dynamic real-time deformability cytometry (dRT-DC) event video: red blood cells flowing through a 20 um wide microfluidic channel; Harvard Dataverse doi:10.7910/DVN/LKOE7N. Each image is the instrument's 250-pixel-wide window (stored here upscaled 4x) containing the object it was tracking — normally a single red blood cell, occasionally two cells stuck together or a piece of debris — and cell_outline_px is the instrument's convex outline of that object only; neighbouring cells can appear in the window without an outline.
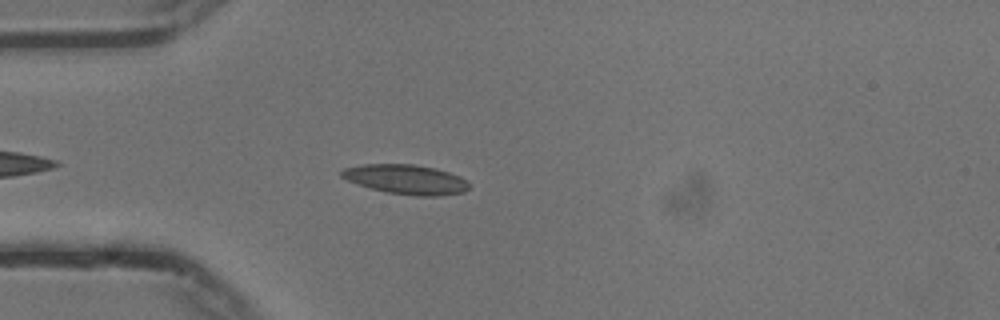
{"species": "common noctule bat (a hibernating species)", "species_latin": "Nyctalus noctula", "temperature_condition": "cold", "stored_images_in_passage": 36, "camera_frame_rate_fps": 3000, "um_per_image_px": 0.085, "animal": {"sex": "male", "body_mass_g": 13.3}, "frame": {"image": 1, "passage_image": 5, "time_ms": 1.333, "image_size_px": [1000, 320], "cell_outline_px": [[468, 188], [464, 192], [436, 196], [416, 196], [388, 192], [372, 188], [348, 180], [340, 176], [340, 172], [344, 168], [364, 164], [412, 164], [432, 168], [448, 172], [460, 176], [468, 184]], "centroid_in_image_um": [34.5, 15.24], "position_along_channel_um": 50.5, "area_um2": 21.56}}
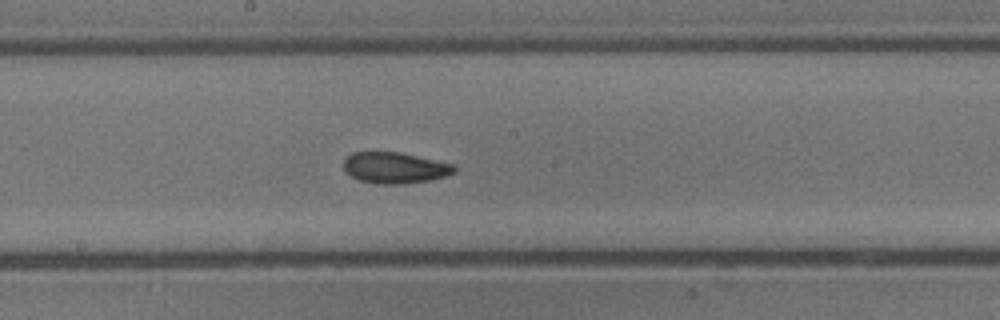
{"frame": {"image": 2, "passage_image": 19, "time_ms": 6.0, "image_size_px": [1000, 320], "cell_outline_px": [[456, 172], [448, 176], [428, 180], [404, 184], [380, 184], [360, 180], [352, 176], [344, 168], [344, 160], [352, 152], [400, 152], [456, 164]], "centroid_in_image_um": [33.63, 14.26], "position_along_channel_um": 214.6, "area_um2": 20.11}}
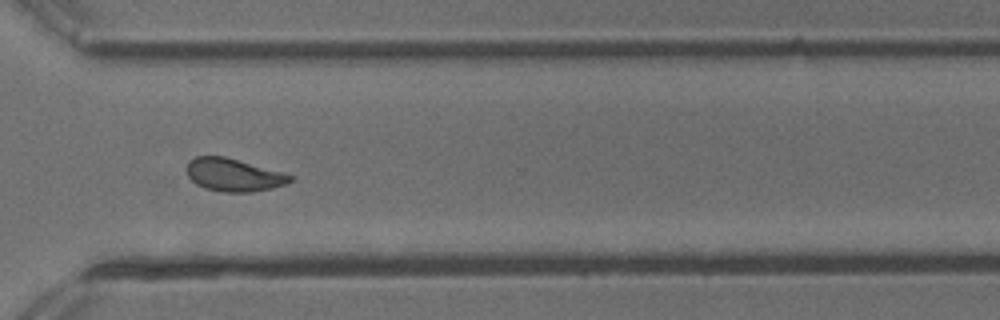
{"frame": {"image": 3, "passage_image": 30, "time_ms": 9.667, "image_size_px": [1000, 320], "cell_outline_px": [[292, 180], [288, 184], [272, 188], [252, 192], [224, 192], [204, 188], [196, 184], [188, 176], [188, 160], [196, 156], [224, 156], [280, 172], [292, 176]], "centroid_in_image_um": [19.84, 14.88], "position_along_channel_um": 350.8, "area_um2": 19.54}, "authors_computed_cell_mechanics": {"area_um2": 20.0855, "velocity_mm_per_s": 3.7179, "shape_relaxation_time_tau1_ms": 3.8829, "shape_relaxation_time_tau2_ms": 4.023, "deformation_change_tau1": 0.1226, "deformation_change_tau2": 0.0929}}